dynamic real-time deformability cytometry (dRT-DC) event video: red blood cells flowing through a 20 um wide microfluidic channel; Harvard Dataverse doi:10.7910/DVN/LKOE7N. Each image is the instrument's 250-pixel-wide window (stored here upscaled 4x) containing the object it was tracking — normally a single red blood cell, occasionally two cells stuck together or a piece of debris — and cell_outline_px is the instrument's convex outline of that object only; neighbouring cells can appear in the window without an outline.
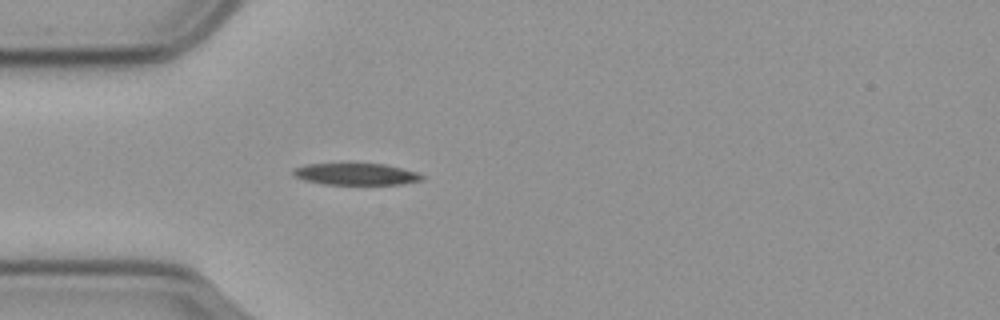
{"species": "common noctule bat (a hibernating species)", "species_latin": "Nyctalus noctula", "temperature_condition": "cold", "stored_images_in_passage": 42, "camera_frame_rate_fps": 3000, "um_per_image_px": 0.085, "animal": {"sex": "male", "body_mass_g": 23.1, "forearm_length_mm": 52.7}, "frame": {"image": 1, "passage_image": 1, "time_ms": 0.0, "image_size_px": [1000, 320], "cell_outline_px": [[424, 180], [400, 184], [324, 184], [304, 180], [296, 176], [292, 172], [292, 168], [308, 164], [384, 164], [416, 172], [424, 176]], "centroid_in_image_um": [30.25, 14.8], "position_along_channel_um": 54.7, "area_um2": 16.07}}
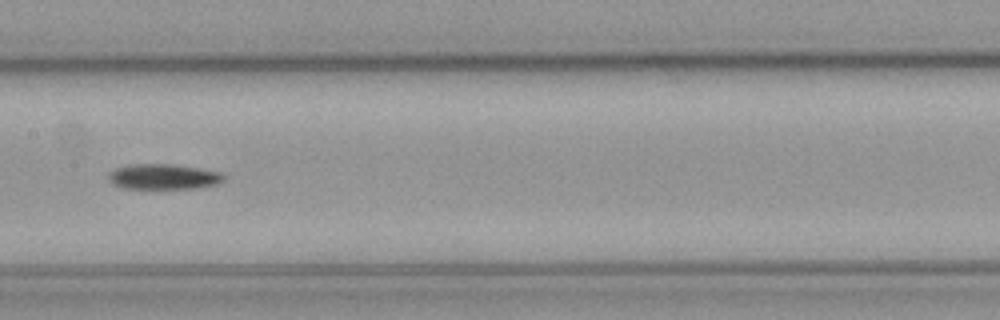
{"frame": {"image": 2, "passage_image": 13, "time_ms": 4.0, "image_size_px": [1000, 320], "cell_outline_px": [[224, 176], [216, 184], [192, 188], [124, 188], [112, 184], [108, 176], [108, 172], [116, 168], [128, 164], [172, 164], [220, 172]], "centroid_in_image_um": [13.8, 15.01], "position_along_channel_um": 193.6, "area_um2": 16.7}}
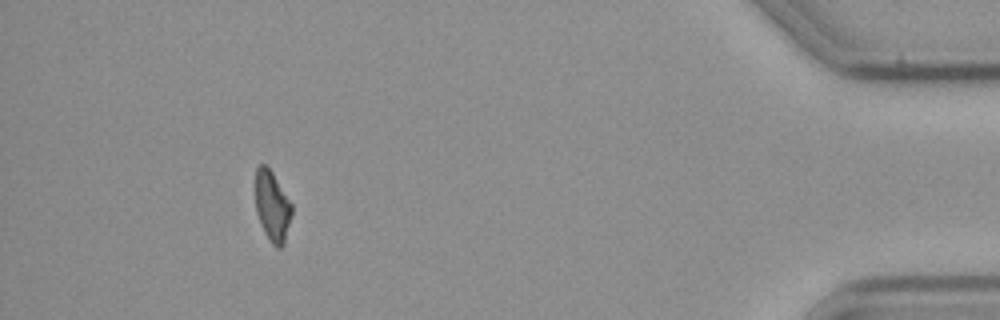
{"frame": {"image": 3, "passage_image": 37, "time_ms": 12.0, "image_size_px": [1000, 320], "cell_outline_px": [[292, 212], [284, 244], [280, 248], [276, 248], [272, 244], [264, 232], [260, 224], [256, 212], [256, 168], [260, 164], [264, 164], [272, 172], [292, 204]], "centroid_in_image_um": [23.14, 17.55], "position_along_channel_um": 412.1, "area_um2": 14.8}}